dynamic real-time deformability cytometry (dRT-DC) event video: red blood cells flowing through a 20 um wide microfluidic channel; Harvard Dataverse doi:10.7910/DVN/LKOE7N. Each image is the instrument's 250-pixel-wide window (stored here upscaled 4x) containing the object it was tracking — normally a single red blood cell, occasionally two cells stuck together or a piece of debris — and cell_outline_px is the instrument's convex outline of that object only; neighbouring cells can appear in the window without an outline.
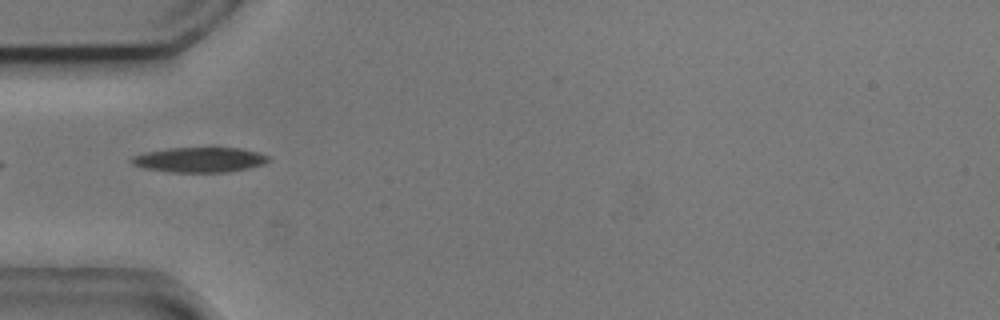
{"species": "common noctule bat (a hibernating species)", "species_latin": "Nyctalus noctula", "temperature_condition": "cold", "stored_images_in_passage": 7, "camera_frame_rate_fps": 3000, "um_per_image_px": 0.085, "animal": {"sex": "male", "body_mass_g": 20.5, "forearm_length_mm": 52.5}, "frame": {"image": 1, "passage_image": 2, "time_ms": 0.333, "image_size_px": [1000, 320], "cell_outline_px": [[272, 160], [264, 164], [248, 168], [228, 172], [168, 172], [140, 168], [132, 164], [128, 160], [132, 156], [144, 152], [168, 148], [240, 148], [260, 152], [268, 156]], "centroid_in_image_um": [16.93, 13.58], "position_along_channel_um": 68.1, "area_um2": 20.29}}
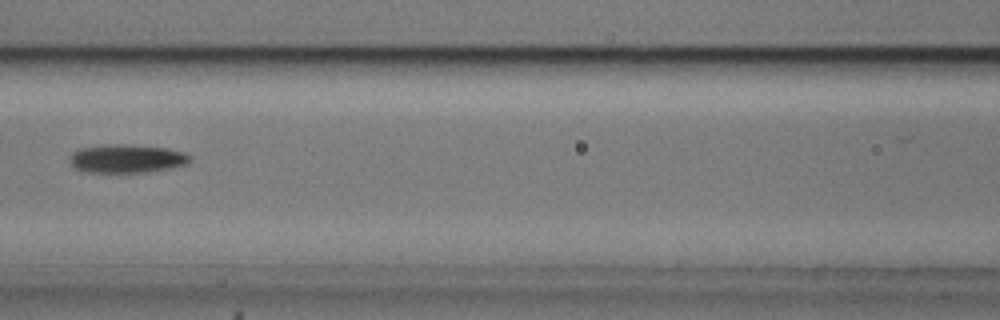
{"frame": {"image": 2, "passage_image": 4, "time_ms": 1.0, "image_size_px": [1000, 320], "cell_outline_px": [[192, 160], [188, 164], [172, 168], [148, 172], [88, 172], [72, 168], [68, 160], [68, 156], [72, 152], [80, 148], [116, 144], [124, 144], [168, 148], [184, 152], [192, 156]], "centroid_in_image_um": [10.78, 13.49], "position_along_channel_um": 155.8, "area_um2": 20.23}}